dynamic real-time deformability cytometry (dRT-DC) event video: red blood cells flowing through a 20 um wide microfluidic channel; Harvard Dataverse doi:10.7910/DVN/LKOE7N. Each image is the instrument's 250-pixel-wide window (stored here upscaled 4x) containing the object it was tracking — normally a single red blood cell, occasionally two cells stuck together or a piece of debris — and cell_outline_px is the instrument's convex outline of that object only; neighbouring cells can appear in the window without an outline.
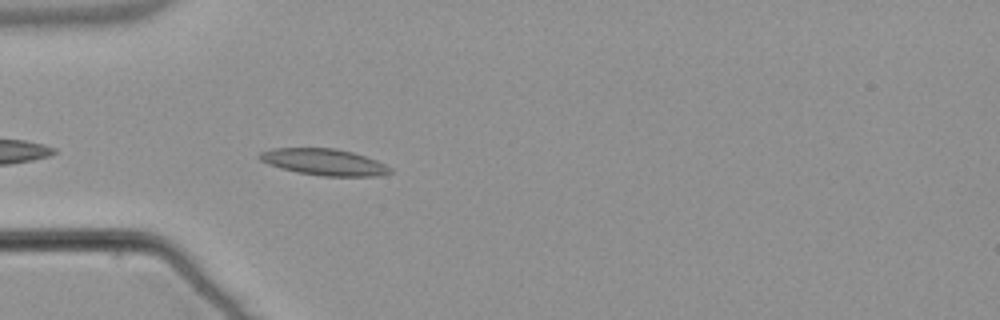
{"species": "common noctule bat (a hibernating species)", "species_latin": "Nyctalus noctula", "temperature_condition": "warm", "stored_images_in_passage": 14, "camera_frame_rate_fps": 3000, "um_per_image_px": 0.085, "animal": {"sex": "male", "body_mass_g": 21.5, "forearm_length_mm": 52.0}, "frame": {"image": 1, "passage_image": 3, "time_ms": 0.667, "image_size_px": [1000, 320], "cell_outline_px": [[392, 172], [376, 176], [324, 176], [296, 172], [280, 168], [268, 164], [260, 160], [256, 156], [260, 152], [272, 148], [336, 148], [352, 152], [376, 160], [392, 168]], "centroid_in_image_um": [27.5, 13.77], "position_along_channel_um": 57.5, "area_um2": 20.17}}